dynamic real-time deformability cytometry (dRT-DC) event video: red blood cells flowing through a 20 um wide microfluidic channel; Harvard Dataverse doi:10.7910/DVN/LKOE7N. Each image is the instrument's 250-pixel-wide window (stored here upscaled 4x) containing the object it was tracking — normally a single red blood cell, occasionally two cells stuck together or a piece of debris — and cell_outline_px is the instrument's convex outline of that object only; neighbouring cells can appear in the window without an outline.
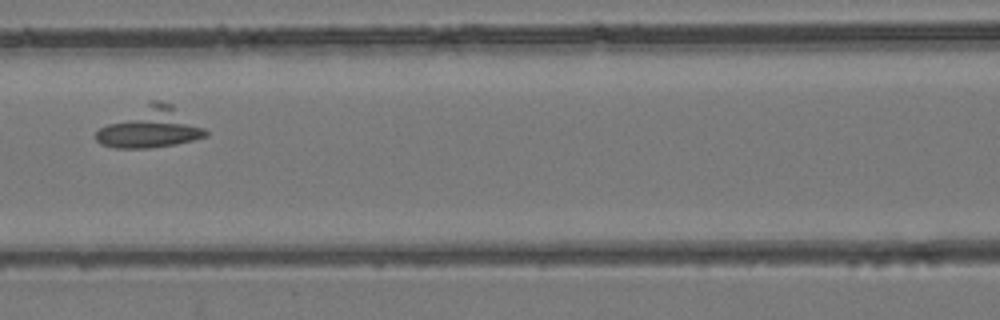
{"species": "common noctule bat (a hibernating species)", "species_latin": "Nyctalus noctula", "temperature_condition": "room temperature", "stored_images_in_passage": 7, "camera_frame_rate_fps": 3000, "um_per_image_px": 0.085, "animal": {"sex": "female", "body_mass_g": 24.6, "forearm_length_mm": 56.2}, "frame": {"image": 1, "passage_image": 7, "time_ms": 6.667, "image_size_px": [1000, 320], "cell_outline_px": [[208, 136], [176, 144], [148, 148], [116, 148], [100, 144], [96, 140], [96, 132], [100, 128], [148, 100], [160, 100], [172, 104], [204, 128], [208, 132]], "centroid_in_image_um": [12.79, 10.84], "position_along_channel_um": 153.8, "area_um2": 25.72}}